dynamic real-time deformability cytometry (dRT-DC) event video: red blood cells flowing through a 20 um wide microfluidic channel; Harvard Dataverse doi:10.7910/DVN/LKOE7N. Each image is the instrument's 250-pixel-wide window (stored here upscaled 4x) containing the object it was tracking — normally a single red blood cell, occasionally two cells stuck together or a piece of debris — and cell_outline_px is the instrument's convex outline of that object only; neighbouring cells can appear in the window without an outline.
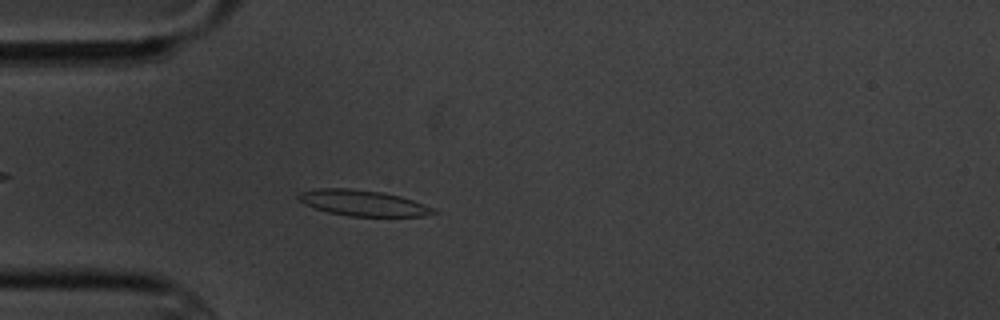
{"species": "common noctule bat (a hibernating species)", "species_latin": "Nyctalus noctula", "temperature_condition": "cold", "stored_images_in_passage": 4, "camera_frame_rate_fps": 3000, "um_per_image_px": 0.085, "animal": {"sex": "male", "body_mass_g": 20.1, "forearm_length_mm": 53.5}, "frame": {"image": 1, "passage_image": 4, "time_ms": 3.333, "image_size_px": [1000, 320], "cell_outline_px": [[440, 212], [424, 216], [348, 216], [328, 212], [304, 204], [296, 196], [300, 192], [320, 188], [348, 188], [380, 192], [400, 196], [424, 204]], "centroid_in_image_um": [30.85, 17.26], "position_along_channel_um": 54.2, "area_um2": 20.11}}